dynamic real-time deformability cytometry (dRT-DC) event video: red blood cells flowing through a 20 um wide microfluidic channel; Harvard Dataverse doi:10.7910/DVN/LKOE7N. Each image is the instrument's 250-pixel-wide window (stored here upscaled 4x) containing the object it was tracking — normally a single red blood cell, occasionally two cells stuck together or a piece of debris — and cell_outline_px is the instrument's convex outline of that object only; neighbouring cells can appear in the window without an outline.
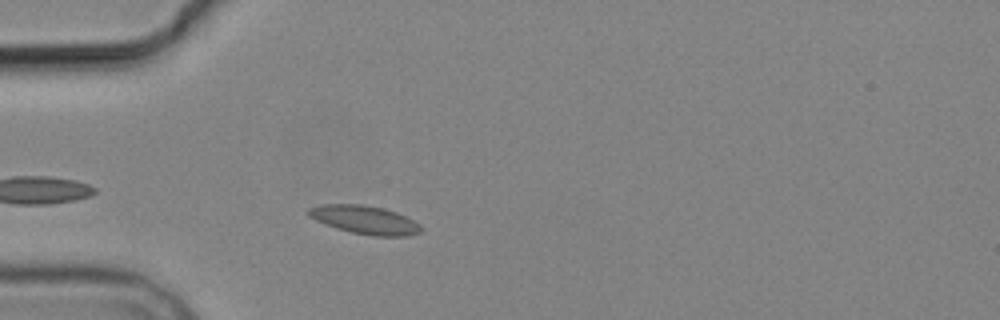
{"species": "common noctule bat (a hibernating species)", "species_latin": "Nyctalus noctula", "temperature_condition": "cold", "stored_images_in_passage": 2, "camera_frame_rate_fps": 3000, "um_per_image_px": 0.085, "animal": {"sex": "male", "body_mass_g": 19.2, "forearm_length_mm": 51.8}, "frame": {"image": 1, "passage_image": 2, "time_ms": 1.0, "image_size_px": [1000, 320], "cell_outline_px": [[424, 228], [420, 232], [408, 236], [372, 236], [352, 232], [336, 228], [324, 224], [308, 216], [304, 212], [308, 208], [324, 204], [364, 204], [384, 208], [396, 212], [420, 224]], "centroid_in_image_um": [30.98, 18.68], "position_along_channel_um": 54.0, "area_um2": 18.79}}